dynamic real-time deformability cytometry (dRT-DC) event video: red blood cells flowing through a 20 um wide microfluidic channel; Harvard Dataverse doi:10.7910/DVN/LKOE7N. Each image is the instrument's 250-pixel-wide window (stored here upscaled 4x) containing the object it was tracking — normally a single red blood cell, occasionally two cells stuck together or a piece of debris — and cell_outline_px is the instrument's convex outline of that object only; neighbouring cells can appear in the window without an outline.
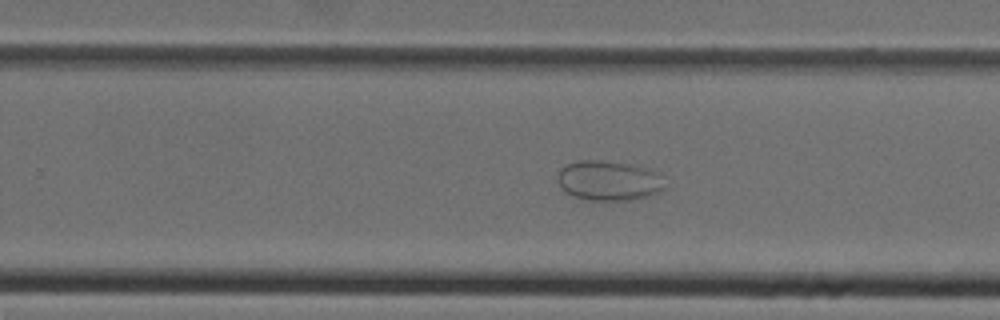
{"species": "Egyptian fruit bat (a non-hibernating species)", "species_latin": "Rousettus aegyptiacus", "temperature_condition": "cold", "stored_images_in_passage": 34, "camera_frame_rate_fps": 3000, "um_per_image_px": 0.085, "animal": {"sex": "female"}, "frame": {"image": 1, "passage_image": 17, "time_ms": 5.333, "image_size_px": [1000, 320], "cell_outline_px": [[664, 188], [660, 192], [648, 196], [632, 200], [604, 204], [580, 200], [564, 192], [560, 188], [556, 180], [556, 176], [560, 168], [568, 164], [580, 160], [596, 160], [628, 164], [648, 168], [652, 172]], "centroid_in_image_um": [51.59, 15.43], "position_along_channel_um": 278.2, "area_um2": 25.49}}
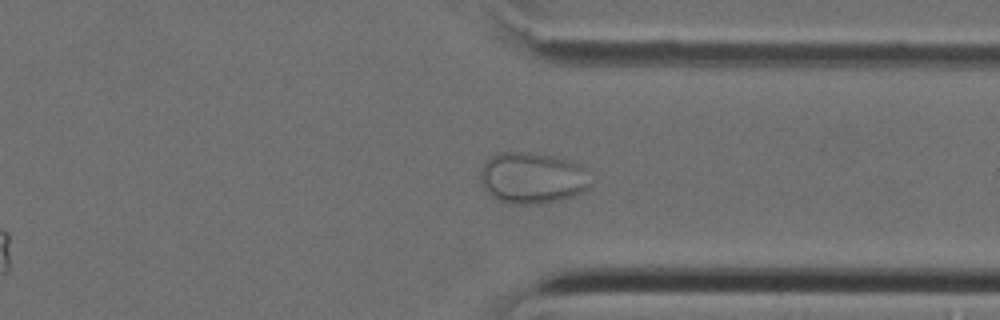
{"frame": {"image": 2, "passage_image": 23, "time_ms": 7.333, "image_size_px": [1000, 320], "cell_outline_px": [[592, 184], [588, 188], [572, 196], [556, 200], [536, 204], [516, 204], [500, 200], [492, 196], [484, 188], [480, 180], [480, 172], [484, 164], [496, 152], [528, 152], [552, 156], [572, 160], [580, 164], [584, 168]], "centroid_in_image_um": [45.25, 15.11], "position_along_channel_um": 366.1, "area_um2": 32.77}}
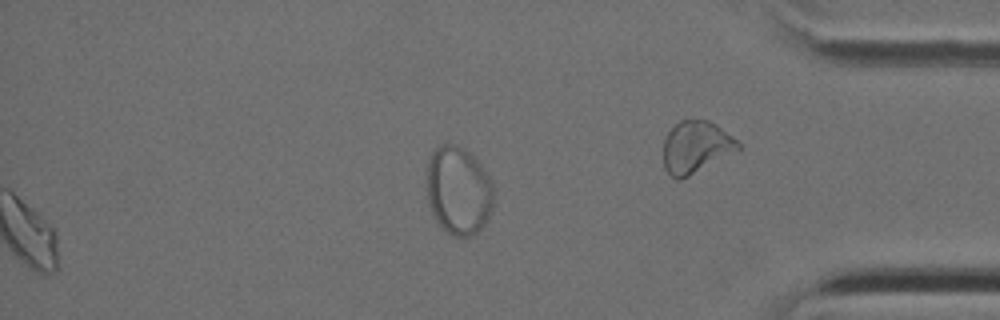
{"frame": {"image": 3, "passage_image": 27, "time_ms": 8.667, "image_size_px": [1000, 320], "cell_outline_px": [[492, 208], [484, 224], [476, 232], [468, 236], [452, 236], [440, 228], [428, 204], [428, 160], [432, 152], [440, 144], [460, 144], [488, 172], [492, 184]], "centroid_in_image_um": [38.96, 16.19], "position_along_channel_um": 396.2, "area_um2": 34.33}}